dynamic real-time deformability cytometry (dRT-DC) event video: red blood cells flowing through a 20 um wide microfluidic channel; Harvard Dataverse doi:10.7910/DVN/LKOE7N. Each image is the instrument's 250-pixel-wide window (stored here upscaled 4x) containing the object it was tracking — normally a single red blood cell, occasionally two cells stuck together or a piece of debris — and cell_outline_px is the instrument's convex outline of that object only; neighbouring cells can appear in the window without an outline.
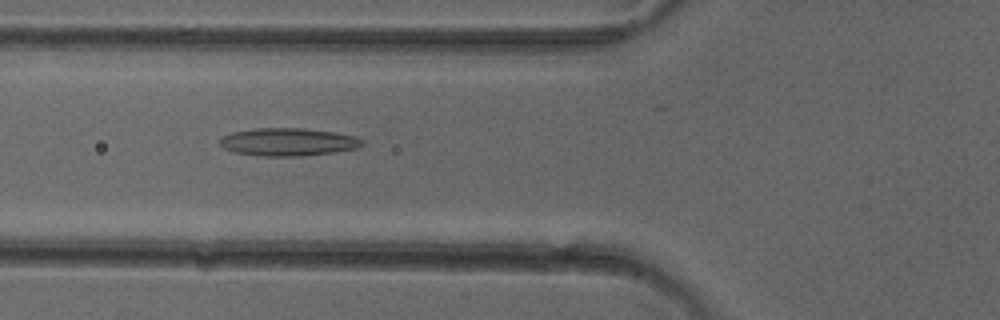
{"species": "common noctule bat (a hibernating species)", "species_latin": "Nyctalus noctula", "temperature_condition": "cold", "stored_images_in_passage": 35, "camera_frame_rate_fps": 3000, "um_per_image_px": 0.085, "animal": {"sex": "female"}, "frame": {"image": 1, "passage_image": 3, "time_ms": 0.667, "image_size_px": [1000, 320], "cell_outline_px": [[364, 144], [356, 148], [332, 152], [304, 156], [256, 156], [236, 152], [224, 148], [220, 144], [220, 140], [224, 136], [232, 132], [256, 128], [304, 128], [332, 132], [352, 136], [364, 140]], "centroid_in_image_um": [24.47, 12.07], "position_along_channel_um": 101.3, "area_um2": 22.89}}
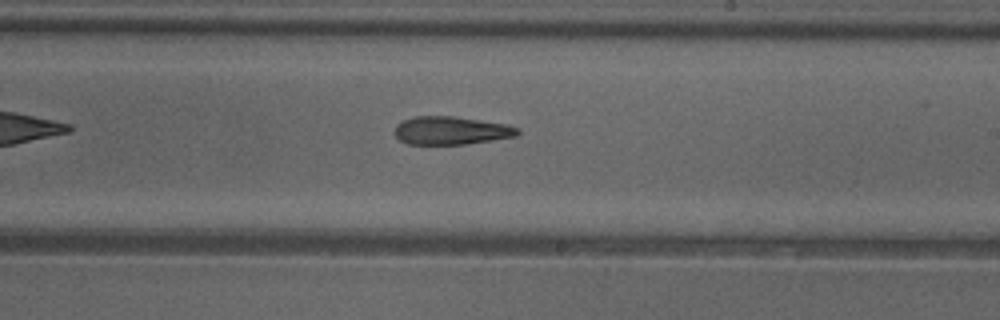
{"frame": {"image": 2, "passage_image": 14, "time_ms": 4.333, "image_size_px": [1000, 320], "cell_outline_px": [[520, 132], [516, 136], [492, 140], [464, 144], [408, 144], [400, 140], [396, 136], [396, 124], [404, 120], [416, 116], [456, 116], [508, 124], [520, 128]], "centroid_in_image_um": [38.39, 11.09], "position_along_channel_um": 250.6, "area_um2": 20.17}}
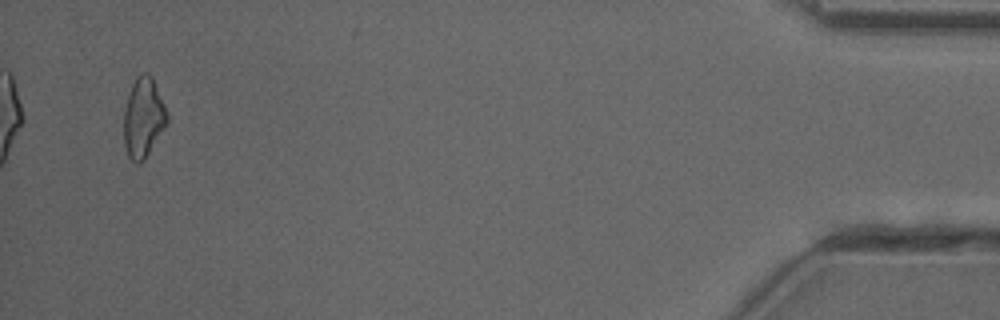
{"frame": {"image": 3, "passage_image": 33, "time_ms": 10.667, "image_size_px": [1000, 320], "cell_outline_px": [[168, 124], [144, 160], [140, 164], [136, 164], [128, 156], [124, 144], [124, 108], [132, 84], [136, 76], [140, 72], [148, 72], [152, 76], [168, 112]], "centroid_in_image_um": [12.2, 9.99], "position_along_channel_um": 423.0, "area_um2": 20.46}}